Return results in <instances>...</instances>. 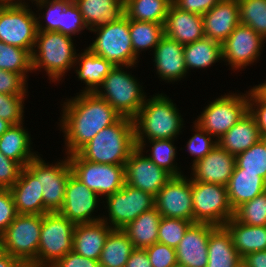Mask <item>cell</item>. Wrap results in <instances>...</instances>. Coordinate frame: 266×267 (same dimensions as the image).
<instances>
[{"mask_svg": "<svg viewBox=\"0 0 266 267\" xmlns=\"http://www.w3.org/2000/svg\"><path fill=\"white\" fill-rule=\"evenodd\" d=\"M64 100L60 113V131L63 132L65 155L76 153L102 129L116 123L122 116L95 93H76Z\"/></svg>", "mask_w": 266, "mask_h": 267, "instance_id": "6da1fadb", "label": "cell"}, {"mask_svg": "<svg viewBox=\"0 0 266 267\" xmlns=\"http://www.w3.org/2000/svg\"><path fill=\"white\" fill-rule=\"evenodd\" d=\"M179 111L174 101L164 93L146 97L133 118L136 147L147 140L177 139L185 125Z\"/></svg>", "mask_w": 266, "mask_h": 267, "instance_id": "7a4b0ae2", "label": "cell"}, {"mask_svg": "<svg viewBox=\"0 0 266 267\" xmlns=\"http://www.w3.org/2000/svg\"><path fill=\"white\" fill-rule=\"evenodd\" d=\"M135 148L133 119L122 116L116 123L102 129L76 153L94 163L125 165Z\"/></svg>", "mask_w": 266, "mask_h": 267, "instance_id": "3957f363", "label": "cell"}, {"mask_svg": "<svg viewBox=\"0 0 266 267\" xmlns=\"http://www.w3.org/2000/svg\"><path fill=\"white\" fill-rule=\"evenodd\" d=\"M73 41L74 37L61 32L38 31L31 53L33 72L44 69L50 82L60 83L76 62L77 52Z\"/></svg>", "mask_w": 266, "mask_h": 267, "instance_id": "277c9868", "label": "cell"}, {"mask_svg": "<svg viewBox=\"0 0 266 267\" xmlns=\"http://www.w3.org/2000/svg\"><path fill=\"white\" fill-rule=\"evenodd\" d=\"M132 67L136 68V65L114 66L95 94L106 100L121 116L133 119L144 104L147 94L142 89V83L127 71Z\"/></svg>", "mask_w": 266, "mask_h": 267, "instance_id": "5b68a950", "label": "cell"}, {"mask_svg": "<svg viewBox=\"0 0 266 267\" xmlns=\"http://www.w3.org/2000/svg\"><path fill=\"white\" fill-rule=\"evenodd\" d=\"M95 40L87 47L114 66H134L139 63L134 54L129 31V19L124 15L119 20L96 26L89 30Z\"/></svg>", "mask_w": 266, "mask_h": 267, "instance_id": "8992f818", "label": "cell"}, {"mask_svg": "<svg viewBox=\"0 0 266 267\" xmlns=\"http://www.w3.org/2000/svg\"><path fill=\"white\" fill-rule=\"evenodd\" d=\"M76 224L59 212L43 215L37 258L28 267H51L73 251Z\"/></svg>", "mask_w": 266, "mask_h": 267, "instance_id": "52a82bcc", "label": "cell"}, {"mask_svg": "<svg viewBox=\"0 0 266 267\" xmlns=\"http://www.w3.org/2000/svg\"><path fill=\"white\" fill-rule=\"evenodd\" d=\"M29 3L0 2V41L32 53L38 30Z\"/></svg>", "mask_w": 266, "mask_h": 267, "instance_id": "ba28073f", "label": "cell"}, {"mask_svg": "<svg viewBox=\"0 0 266 267\" xmlns=\"http://www.w3.org/2000/svg\"><path fill=\"white\" fill-rule=\"evenodd\" d=\"M43 215L17 214L0 237V249L28 267L36 258Z\"/></svg>", "mask_w": 266, "mask_h": 267, "instance_id": "9c48e42d", "label": "cell"}, {"mask_svg": "<svg viewBox=\"0 0 266 267\" xmlns=\"http://www.w3.org/2000/svg\"><path fill=\"white\" fill-rule=\"evenodd\" d=\"M209 102L194 122L218 141L248 111V91L225 93Z\"/></svg>", "mask_w": 266, "mask_h": 267, "instance_id": "30bf717a", "label": "cell"}, {"mask_svg": "<svg viewBox=\"0 0 266 267\" xmlns=\"http://www.w3.org/2000/svg\"><path fill=\"white\" fill-rule=\"evenodd\" d=\"M193 223L223 226L234 216L227 187L191 179Z\"/></svg>", "mask_w": 266, "mask_h": 267, "instance_id": "8fae6325", "label": "cell"}, {"mask_svg": "<svg viewBox=\"0 0 266 267\" xmlns=\"http://www.w3.org/2000/svg\"><path fill=\"white\" fill-rule=\"evenodd\" d=\"M108 213L103 214L102 221L112 229H123L142 213L155 207V197L139 188L124 184L114 194L105 198ZM108 214V215H107Z\"/></svg>", "mask_w": 266, "mask_h": 267, "instance_id": "7c38bea8", "label": "cell"}, {"mask_svg": "<svg viewBox=\"0 0 266 267\" xmlns=\"http://www.w3.org/2000/svg\"><path fill=\"white\" fill-rule=\"evenodd\" d=\"M72 174L102 200L119 191L125 184V165L94 163L77 153L68 155Z\"/></svg>", "mask_w": 266, "mask_h": 267, "instance_id": "4fadbf2b", "label": "cell"}, {"mask_svg": "<svg viewBox=\"0 0 266 267\" xmlns=\"http://www.w3.org/2000/svg\"><path fill=\"white\" fill-rule=\"evenodd\" d=\"M40 155L38 153L25 167L40 181V186L43 187L44 208L48 212H59L64 203L66 185L72 168L68 156L49 164Z\"/></svg>", "mask_w": 266, "mask_h": 267, "instance_id": "5bb4252c", "label": "cell"}, {"mask_svg": "<svg viewBox=\"0 0 266 267\" xmlns=\"http://www.w3.org/2000/svg\"><path fill=\"white\" fill-rule=\"evenodd\" d=\"M266 40L251 27L239 24L221 44L222 61L233 71L245 69L259 61ZM263 45V46H262Z\"/></svg>", "mask_w": 266, "mask_h": 267, "instance_id": "9a60e30c", "label": "cell"}, {"mask_svg": "<svg viewBox=\"0 0 266 267\" xmlns=\"http://www.w3.org/2000/svg\"><path fill=\"white\" fill-rule=\"evenodd\" d=\"M102 198L72 173L69 176L65 199L59 213L74 224L93 223L102 220V215L94 216ZM101 216V217H100Z\"/></svg>", "mask_w": 266, "mask_h": 267, "instance_id": "2e32d148", "label": "cell"}, {"mask_svg": "<svg viewBox=\"0 0 266 267\" xmlns=\"http://www.w3.org/2000/svg\"><path fill=\"white\" fill-rule=\"evenodd\" d=\"M155 208L162 217L193 223L191 178L187 175L172 177L155 196Z\"/></svg>", "mask_w": 266, "mask_h": 267, "instance_id": "e0dca14e", "label": "cell"}, {"mask_svg": "<svg viewBox=\"0 0 266 267\" xmlns=\"http://www.w3.org/2000/svg\"><path fill=\"white\" fill-rule=\"evenodd\" d=\"M143 153L136 147L130 154L125 163V183L155 197L172 176Z\"/></svg>", "mask_w": 266, "mask_h": 267, "instance_id": "ac0fdd59", "label": "cell"}, {"mask_svg": "<svg viewBox=\"0 0 266 267\" xmlns=\"http://www.w3.org/2000/svg\"><path fill=\"white\" fill-rule=\"evenodd\" d=\"M184 45L163 36L153 51L155 73L165 83L179 82L188 74L184 59Z\"/></svg>", "mask_w": 266, "mask_h": 267, "instance_id": "d6986e66", "label": "cell"}, {"mask_svg": "<svg viewBox=\"0 0 266 267\" xmlns=\"http://www.w3.org/2000/svg\"><path fill=\"white\" fill-rule=\"evenodd\" d=\"M235 164V155L217 144L203 159L190 166V178L194 181L227 186Z\"/></svg>", "mask_w": 266, "mask_h": 267, "instance_id": "ffe728a7", "label": "cell"}, {"mask_svg": "<svg viewBox=\"0 0 266 267\" xmlns=\"http://www.w3.org/2000/svg\"><path fill=\"white\" fill-rule=\"evenodd\" d=\"M215 227L207 223H193L176 247L177 263L187 267H206L209 235Z\"/></svg>", "mask_w": 266, "mask_h": 267, "instance_id": "44dd1931", "label": "cell"}, {"mask_svg": "<svg viewBox=\"0 0 266 267\" xmlns=\"http://www.w3.org/2000/svg\"><path fill=\"white\" fill-rule=\"evenodd\" d=\"M164 35L187 45L205 37L203 16L183 11L171 3L163 25Z\"/></svg>", "mask_w": 266, "mask_h": 267, "instance_id": "7402d4cb", "label": "cell"}, {"mask_svg": "<svg viewBox=\"0 0 266 267\" xmlns=\"http://www.w3.org/2000/svg\"><path fill=\"white\" fill-rule=\"evenodd\" d=\"M205 37L223 43L240 24L237 0H221L203 15Z\"/></svg>", "mask_w": 266, "mask_h": 267, "instance_id": "603a6c76", "label": "cell"}, {"mask_svg": "<svg viewBox=\"0 0 266 267\" xmlns=\"http://www.w3.org/2000/svg\"><path fill=\"white\" fill-rule=\"evenodd\" d=\"M17 214L44 215L43 187L40 181L23 167L17 182L10 188Z\"/></svg>", "mask_w": 266, "mask_h": 267, "instance_id": "cb8c5ba5", "label": "cell"}, {"mask_svg": "<svg viewBox=\"0 0 266 267\" xmlns=\"http://www.w3.org/2000/svg\"><path fill=\"white\" fill-rule=\"evenodd\" d=\"M113 68L111 62L92 53L87 47L77 53L73 70L75 69L78 80L85 84L81 93H95Z\"/></svg>", "mask_w": 266, "mask_h": 267, "instance_id": "d4e9b609", "label": "cell"}, {"mask_svg": "<svg viewBox=\"0 0 266 267\" xmlns=\"http://www.w3.org/2000/svg\"><path fill=\"white\" fill-rule=\"evenodd\" d=\"M112 228L105 222L76 224L73 235V251L83 257L99 260L107 236Z\"/></svg>", "mask_w": 266, "mask_h": 267, "instance_id": "484cf974", "label": "cell"}, {"mask_svg": "<svg viewBox=\"0 0 266 267\" xmlns=\"http://www.w3.org/2000/svg\"><path fill=\"white\" fill-rule=\"evenodd\" d=\"M261 139L259 128L249 110L228 130L217 144L232 155H238L249 149Z\"/></svg>", "mask_w": 266, "mask_h": 267, "instance_id": "4316f807", "label": "cell"}, {"mask_svg": "<svg viewBox=\"0 0 266 267\" xmlns=\"http://www.w3.org/2000/svg\"><path fill=\"white\" fill-rule=\"evenodd\" d=\"M23 124L22 122L20 124L11 125L8 130L0 136V151L7 158L25 167L38 155V151L34 152L31 134L26 127H23Z\"/></svg>", "mask_w": 266, "mask_h": 267, "instance_id": "83f0119b", "label": "cell"}, {"mask_svg": "<svg viewBox=\"0 0 266 267\" xmlns=\"http://www.w3.org/2000/svg\"><path fill=\"white\" fill-rule=\"evenodd\" d=\"M223 226L231 235L232 243L241 258L249 253L266 250V225L250 226L232 217Z\"/></svg>", "mask_w": 266, "mask_h": 267, "instance_id": "f1b7e54d", "label": "cell"}, {"mask_svg": "<svg viewBox=\"0 0 266 267\" xmlns=\"http://www.w3.org/2000/svg\"><path fill=\"white\" fill-rule=\"evenodd\" d=\"M89 30L125 15L124 0H74Z\"/></svg>", "mask_w": 266, "mask_h": 267, "instance_id": "f546056e", "label": "cell"}, {"mask_svg": "<svg viewBox=\"0 0 266 267\" xmlns=\"http://www.w3.org/2000/svg\"><path fill=\"white\" fill-rule=\"evenodd\" d=\"M242 258L236 251L231 235L224 226H216L209 235L206 267H237Z\"/></svg>", "mask_w": 266, "mask_h": 267, "instance_id": "4dcf8cb0", "label": "cell"}, {"mask_svg": "<svg viewBox=\"0 0 266 267\" xmlns=\"http://www.w3.org/2000/svg\"><path fill=\"white\" fill-rule=\"evenodd\" d=\"M228 198L233 211L242 203L266 191V181L251 172H233L227 184Z\"/></svg>", "mask_w": 266, "mask_h": 267, "instance_id": "1f68e13d", "label": "cell"}, {"mask_svg": "<svg viewBox=\"0 0 266 267\" xmlns=\"http://www.w3.org/2000/svg\"><path fill=\"white\" fill-rule=\"evenodd\" d=\"M162 216L154 207L142 213L123 230L135 248L145 249L158 240V228Z\"/></svg>", "mask_w": 266, "mask_h": 267, "instance_id": "d6a6232c", "label": "cell"}, {"mask_svg": "<svg viewBox=\"0 0 266 267\" xmlns=\"http://www.w3.org/2000/svg\"><path fill=\"white\" fill-rule=\"evenodd\" d=\"M184 59L187 72L192 69H206L219 61L222 62L221 43L204 37L184 45Z\"/></svg>", "mask_w": 266, "mask_h": 267, "instance_id": "836d02e7", "label": "cell"}, {"mask_svg": "<svg viewBox=\"0 0 266 267\" xmlns=\"http://www.w3.org/2000/svg\"><path fill=\"white\" fill-rule=\"evenodd\" d=\"M135 249L123 229H112L99 257L100 267H125Z\"/></svg>", "mask_w": 266, "mask_h": 267, "instance_id": "e575fe53", "label": "cell"}, {"mask_svg": "<svg viewBox=\"0 0 266 267\" xmlns=\"http://www.w3.org/2000/svg\"><path fill=\"white\" fill-rule=\"evenodd\" d=\"M174 140L176 139L147 140L144 141L139 148L145 152L146 147L150 146V150H146V153H150H148L146 156L157 166L168 172L172 177H177L184 175V173L181 168L178 167V163L175 161L177 156V148L174 145Z\"/></svg>", "mask_w": 266, "mask_h": 267, "instance_id": "d590c367", "label": "cell"}, {"mask_svg": "<svg viewBox=\"0 0 266 267\" xmlns=\"http://www.w3.org/2000/svg\"><path fill=\"white\" fill-rule=\"evenodd\" d=\"M172 0H124L125 16L131 20L163 24Z\"/></svg>", "mask_w": 266, "mask_h": 267, "instance_id": "8d00e7d4", "label": "cell"}, {"mask_svg": "<svg viewBox=\"0 0 266 267\" xmlns=\"http://www.w3.org/2000/svg\"><path fill=\"white\" fill-rule=\"evenodd\" d=\"M129 31L134 54L139 58L142 51H154L164 36L163 24L129 19Z\"/></svg>", "mask_w": 266, "mask_h": 267, "instance_id": "74e56055", "label": "cell"}, {"mask_svg": "<svg viewBox=\"0 0 266 267\" xmlns=\"http://www.w3.org/2000/svg\"><path fill=\"white\" fill-rule=\"evenodd\" d=\"M0 69L20 74L28 81V72L33 73L31 52L0 41Z\"/></svg>", "mask_w": 266, "mask_h": 267, "instance_id": "f35d334b", "label": "cell"}, {"mask_svg": "<svg viewBox=\"0 0 266 267\" xmlns=\"http://www.w3.org/2000/svg\"><path fill=\"white\" fill-rule=\"evenodd\" d=\"M233 172L257 173L266 181V145L262 139L235 156Z\"/></svg>", "mask_w": 266, "mask_h": 267, "instance_id": "ab89813d", "label": "cell"}, {"mask_svg": "<svg viewBox=\"0 0 266 267\" xmlns=\"http://www.w3.org/2000/svg\"><path fill=\"white\" fill-rule=\"evenodd\" d=\"M29 1H31L32 4L34 2V5L38 9L36 12H39V11L41 12V13H38V15L36 13V16H38L36 17L37 30L59 32L61 12L65 10V7L72 0H29ZM42 9L45 11H43Z\"/></svg>", "mask_w": 266, "mask_h": 267, "instance_id": "60d3db41", "label": "cell"}, {"mask_svg": "<svg viewBox=\"0 0 266 267\" xmlns=\"http://www.w3.org/2000/svg\"><path fill=\"white\" fill-rule=\"evenodd\" d=\"M240 24L251 27L266 40V0H237Z\"/></svg>", "mask_w": 266, "mask_h": 267, "instance_id": "b9f144b4", "label": "cell"}, {"mask_svg": "<svg viewBox=\"0 0 266 267\" xmlns=\"http://www.w3.org/2000/svg\"><path fill=\"white\" fill-rule=\"evenodd\" d=\"M237 221L250 226L266 225V191L234 210Z\"/></svg>", "mask_w": 266, "mask_h": 267, "instance_id": "7bdbcfd3", "label": "cell"}, {"mask_svg": "<svg viewBox=\"0 0 266 267\" xmlns=\"http://www.w3.org/2000/svg\"><path fill=\"white\" fill-rule=\"evenodd\" d=\"M192 224L189 220L162 217L159 223L157 242L176 248Z\"/></svg>", "mask_w": 266, "mask_h": 267, "instance_id": "ee69618b", "label": "cell"}, {"mask_svg": "<svg viewBox=\"0 0 266 267\" xmlns=\"http://www.w3.org/2000/svg\"><path fill=\"white\" fill-rule=\"evenodd\" d=\"M195 133L186 144L187 151L193 157L192 165L203 159L211 150L217 145V141L205 130H203L198 124L193 122Z\"/></svg>", "mask_w": 266, "mask_h": 267, "instance_id": "f6af8a7d", "label": "cell"}, {"mask_svg": "<svg viewBox=\"0 0 266 267\" xmlns=\"http://www.w3.org/2000/svg\"><path fill=\"white\" fill-rule=\"evenodd\" d=\"M26 96L28 95L0 93V118L6 120L11 125L24 122V101L27 98Z\"/></svg>", "mask_w": 266, "mask_h": 267, "instance_id": "bcb514c9", "label": "cell"}, {"mask_svg": "<svg viewBox=\"0 0 266 267\" xmlns=\"http://www.w3.org/2000/svg\"><path fill=\"white\" fill-rule=\"evenodd\" d=\"M89 30L86 26L82 14L77 4L72 0L63 12H61V19L59 24V32L64 35L73 37L80 35L83 30Z\"/></svg>", "mask_w": 266, "mask_h": 267, "instance_id": "7dc6e473", "label": "cell"}, {"mask_svg": "<svg viewBox=\"0 0 266 267\" xmlns=\"http://www.w3.org/2000/svg\"><path fill=\"white\" fill-rule=\"evenodd\" d=\"M248 110L256 120L260 136H266V96L256 86L248 90Z\"/></svg>", "mask_w": 266, "mask_h": 267, "instance_id": "c3c4849f", "label": "cell"}, {"mask_svg": "<svg viewBox=\"0 0 266 267\" xmlns=\"http://www.w3.org/2000/svg\"><path fill=\"white\" fill-rule=\"evenodd\" d=\"M145 250L152 267H172L177 263L176 248L157 242Z\"/></svg>", "mask_w": 266, "mask_h": 267, "instance_id": "681fc988", "label": "cell"}, {"mask_svg": "<svg viewBox=\"0 0 266 267\" xmlns=\"http://www.w3.org/2000/svg\"><path fill=\"white\" fill-rule=\"evenodd\" d=\"M27 88V81L20 74L0 69V93L28 94Z\"/></svg>", "mask_w": 266, "mask_h": 267, "instance_id": "f907efd6", "label": "cell"}, {"mask_svg": "<svg viewBox=\"0 0 266 267\" xmlns=\"http://www.w3.org/2000/svg\"><path fill=\"white\" fill-rule=\"evenodd\" d=\"M16 216L17 211L12 192L8 188H3L0 191V237Z\"/></svg>", "mask_w": 266, "mask_h": 267, "instance_id": "816d5d0a", "label": "cell"}, {"mask_svg": "<svg viewBox=\"0 0 266 267\" xmlns=\"http://www.w3.org/2000/svg\"><path fill=\"white\" fill-rule=\"evenodd\" d=\"M22 166L12 159L7 158L0 151V185L10 189L19 179Z\"/></svg>", "mask_w": 266, "mask_h": 267, "instance_id": "f5cc1de1", "label": "cell"}, {"mask_svg": "<svg viewBox=\"0 0 266 267\" xmlns=\"http://www.w3.org/2000/svg\"><path fill=\"white\" fill-rule=\"evenodd\" d=\"M220 1L221 0H172V3L183 11L203 16Z\"/></svg>", "mask_w": 266, "mask_h": 267, "instance_id": "db71d44e", "label": "cell"}, {"mask_svg": "<svg viewBox=\"0 0 266 267\" xmlns=\"http://www.w3.org/2000/svg\"><path fill=\"white\" fill-rule=\"evenodd\" d=\"M51 267H100L98 260L89 259L87 257H83L71 251L67 253L64 257L59 259L54 265Z\"/></svg>", "mask_w": 266, "mask_h": 267, "instance_id": "11a10c76", "label": "cell"}, {"mask_svg": "<svg viewBox=\"0 0 266 267\" xmlns=\"http://www.w3.org/2000/svg\"><path fill=\"white\" fill-rule=\"evenodd\" d=\"M125 267H152L145 249L135 248Z\"/></svg>", "mask_w": 266, "mask_h": 267, "instance_id": "9f6ffc18", "label": "cell"}, {"mask_svg": "<svg viewBox=\"0 0 266 267\" xmlns=\"http://www.w3.org/2000/svg\"><path fill=\"white\" fill-rule=\"evenodd\" d=\"M247 267H266V250L249 253L242 258Z\"/></svg>", "mask_w": 266, "mask_h": 267, "instance_id": "6f0895ef", "label": "cell"}, {"mask_svg": "<svg viewBox=\"0 0 266 267\" xmlns=\"http://www.w3.org/2000/svg\"><path fill=\"white\" fill-rule=\"evenodd\" d=\"M0 267H26L17 258L0 249Z\"/></svg>", "mask_w": 266, "mask_h": 267, "instance_id": "680465c9", "label": "cell"}, {"mask_svg": "<svg viewBox=\"0 0 266 267\" xmlns=\"http://www.w3.org/2000/svg\"><path fill=\"white\" fill-rule=\"evenodd\" d=\"M11 126L9 122L0 118V136H2Z\"/></svg>", "mask_w": 266, "mask_h": 267, "instance_id": "91938a15", "label": "cell"}, {"mask_svg": "<svg viewBox=\"0 0 266 267\" xmlns=\"http://www.w3.org/2000/svg\"><path fill=\"white\" fill-rule=\"evenodd\" d=\"M0 2H24V0H0Z\"/></svg>", "mask_w": 266, "mask_h": 267, "instance_id": "94428289", "label": "cell"}, {"mask_svg": "<svg viewBox=\"0 0 266 267\" xmlns=\"http://www.w3.org/2000/svg\"><path fill=\"white\" fill-rule=\"evenodd\" d=\"M172 267H187V266H184V265H181V264H178V263H176L174 266H172Z\"/></svg>", "mask_w": 266, "mask_h": 267, "instance_id": "6125c7cd", "label": "cell"}, {"mask_svg": "<svg viewBox=\"0 0 266 267\" xmlns=\"http://www.w3.org/2000/svg\"><path fill=\"white\" fill-rule=\"evenodd\" d=\"M237 267H247L243 262H241Z\"/></svg>", "mask_w": 266, "mask_h": 267, "instance_id": "be15d7a7", "label": "cell"}, {"mask_svg": "<svg viewBox=\"0 0 266 267\" xmlns=\"http://www.w3.org/2000/svg\"><path fill=\"white\" fill-rule=\"evenodd\" d=\"M261 139L264 141V143L266 145V136L261 137Z\"/></svg>", "mask_w": 266, "mask_h": 267, "instance_id": "e7e4bbea", "label": "cell"}]
</instances>
